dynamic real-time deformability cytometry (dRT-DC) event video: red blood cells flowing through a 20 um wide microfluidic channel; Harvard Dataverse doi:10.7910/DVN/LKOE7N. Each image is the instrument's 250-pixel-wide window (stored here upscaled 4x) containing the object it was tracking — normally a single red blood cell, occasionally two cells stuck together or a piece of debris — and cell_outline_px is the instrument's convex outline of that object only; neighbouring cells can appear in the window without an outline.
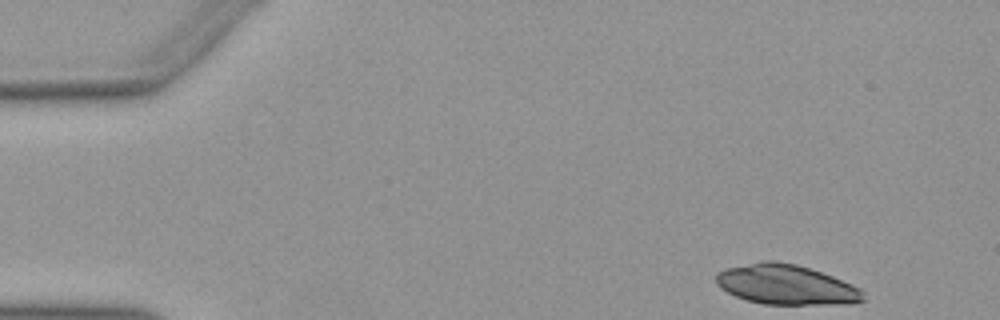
{"species": "Egyptian fruit bat (a non-hibernating species)", "species_latin": "Rousettus aegyptiacus", "temperature_condition": "warm", "stored_images_in_passage": 40, "camera_frame_rate_fps": 3000, "um_per_image_px": 0.085, "animal": {"sex": "female"}, "frame": {"image": 1, "passage_image": 1, "time_ms": 0.0, "image_size_px": [1000, 320], "cell_outline_px": [[868, 300], [852, 304], [764, 304], [748, 300], [736, 296], [720, 288], [716, 284], [716, 272], [728, 268], [764, 260], [776, 260], [796, 264], [832, 276], [852, 284], [860, 288], [864, 292]], "centroid_in_image_um": [66.87, 24.2], "position_along_channel_um": 18.1, "area_um2": 34.33}}